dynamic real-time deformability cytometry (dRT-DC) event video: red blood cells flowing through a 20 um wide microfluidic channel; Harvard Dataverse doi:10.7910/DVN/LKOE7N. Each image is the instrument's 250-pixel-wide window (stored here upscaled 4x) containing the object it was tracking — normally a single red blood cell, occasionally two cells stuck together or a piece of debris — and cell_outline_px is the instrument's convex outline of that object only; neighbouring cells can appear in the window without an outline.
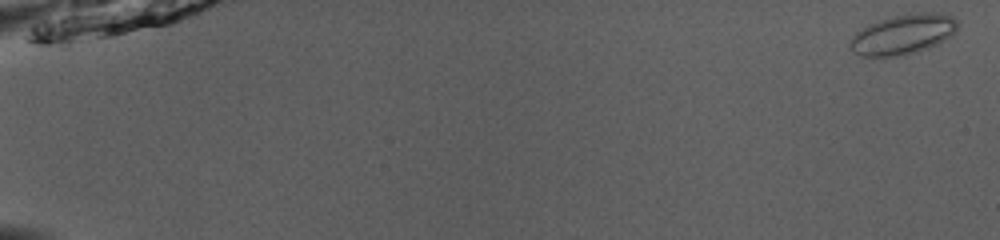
{"species": "common noctule bat (a hibernating species)", "species_latin": "Nyctalus noctula", "temperature_condition": "room temperature", "stored_images_in_passage": 53, "camera_frame_rate_fps": 3000, "um_per_image_px": 0.085, "animal": {"sex": "male", "body_mass_g": 13.0, "forearm_length_mm": 53.1}, "frame": {"image": 1, "passage_image": 1, "time_ms": 0.0, "image_size_px": [1000, 240], "cell_outline_px": [[956, 32], [952, 36], [928, 48], [896, 56], [860, 56], [852, 52], [848, 44], [852, 36], [856, 32], [868, 24], [892, 16], [912, 12], [936, 12], [952, 16], [956, 20]], "centroid_in_image_um": [76.73, 2.9], "position_along_channel_um": 8.3, "area_um2": 25.09}}
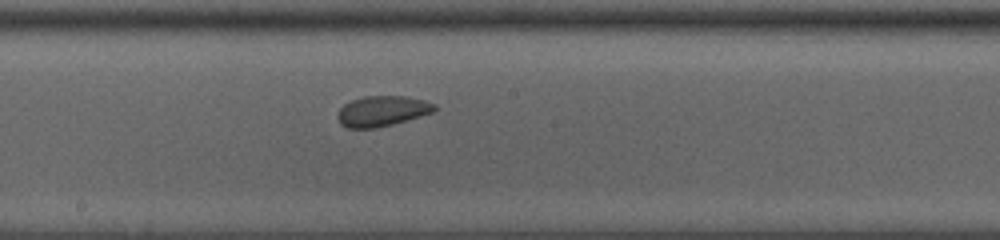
{"frame": {"image": 2, "passage_image": 31, "time_ms": 10.0, "image_size_px": [1000, 240], "cell_outline_px": [[436, 108], [432, 112], [420, 116], [392, 124], [376, 128], [348, 128], [340, 124], [336, 116], [340, 108], [344, 104], [352, 100], [364, 96], [404, 96], [424, 100], [436, 104]], "centroid_in_image_um": [32.45, 9.44], "position_along_channel_um": 215.8, "area_um2": 17.11}}
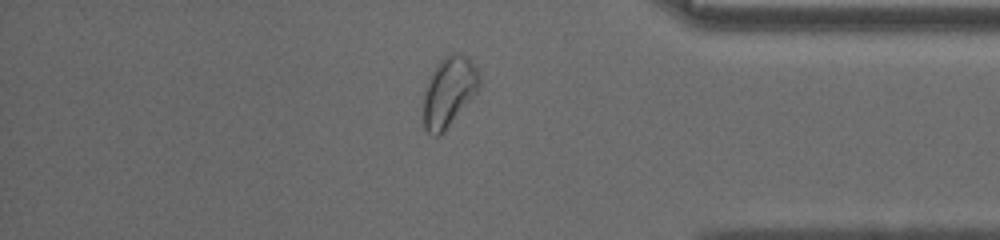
{"frame": {"image": 3, "passage_image": 46, "time_ms": 15.0, "image_size_px": [1000, 240], "cell_outline_px": [[480, 84], [476, 92], [444, 132], [440, 136], [432, 136], [424, 128], [424, 88], [436, 64], [444, 56], [452, 52], [468, 56], [472, 60], [480, 72]], "centroid_in_image_um": [38.16, 7.76], "position_along_channel_um": 397.0, "area_um2": 22.89}, "authors_computed_cell_mechanics": {"area_um2": 19.3052, "velocity_mm_per_s": 3.9199, "shape_relaxation_time_tau1_ms": 4.9444, "shape_relaxation_time_tau2_ms": 2.4851, "deformation_change_tau1": 0.0605, "deformation_change_tau2": 0.0629}}